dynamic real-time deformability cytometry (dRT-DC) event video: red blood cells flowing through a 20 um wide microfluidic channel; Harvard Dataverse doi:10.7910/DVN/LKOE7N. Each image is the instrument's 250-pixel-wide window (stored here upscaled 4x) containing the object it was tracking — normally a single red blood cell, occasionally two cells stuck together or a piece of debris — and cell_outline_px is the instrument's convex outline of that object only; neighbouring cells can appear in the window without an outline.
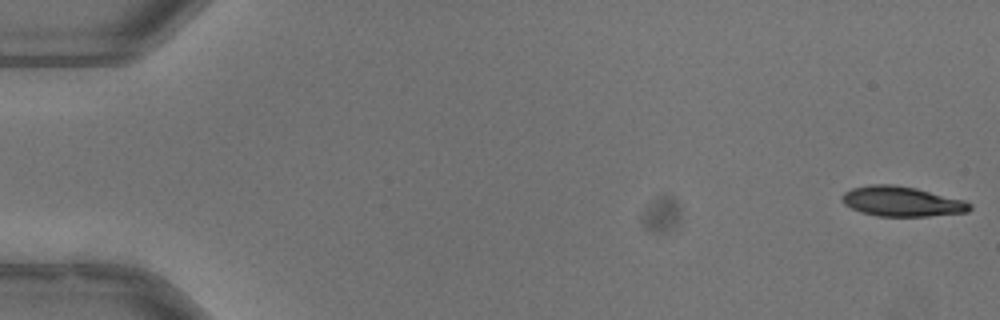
{"species": "common noctule bat (a hibernating species)", "species_latin": "Nyctalus noctula", "temperature_condition": "warm", "stored_images_in_passage": 18, "camera_frame_rate_fps": 3000, "um_per_image_px": 0.085, "animal": {"sex": "male", "body_mass_g": 13.3}, "frame": {"image": 1, "passage_image": 1, "time_ms": 0.0, "image_size_px": [1000, 320], "cell_outline_px": [[972, 208], [968, 212], [928, 216], [876, 216], [860, 212], [844, 204], [840, 196], [844, 192], [852, 188], [872, 184], [892, 184], [916, 188], [964, 200], [972, 204]], "centroid_in_image_um": [76.64, 17.12], "position_along_channel_um": 8.4, "area_um2": 22.37}}
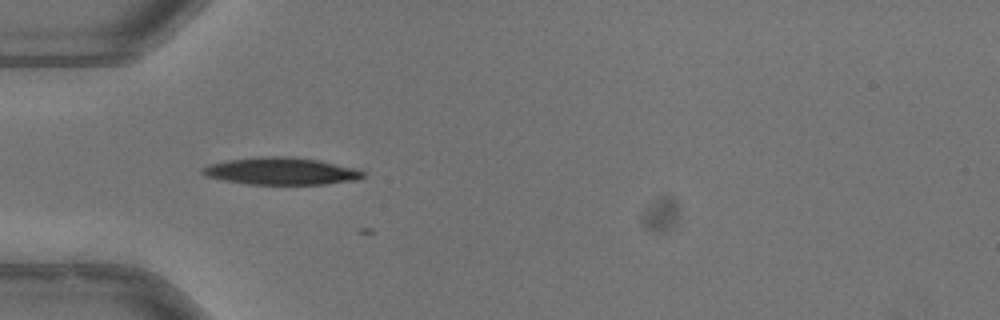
{"frame": {"image": 2, "passage_image": 17, "time_ms": 5.333, "image_size_px": [1000, 320], "cell_outline_px": [[364, 176], [356, 180], [324, 184], [248, 184], [224, 180], [208, 176], [200, 172], [200, 168], [212, 164], [228, 160], [264, 156], [288, 156], [320, 160], [352, 168], [364, 172]], "centroid_in_image_um": [23.88, 14.54], "position_along_channel_um": 61.1, "area_um2": 25.14}}